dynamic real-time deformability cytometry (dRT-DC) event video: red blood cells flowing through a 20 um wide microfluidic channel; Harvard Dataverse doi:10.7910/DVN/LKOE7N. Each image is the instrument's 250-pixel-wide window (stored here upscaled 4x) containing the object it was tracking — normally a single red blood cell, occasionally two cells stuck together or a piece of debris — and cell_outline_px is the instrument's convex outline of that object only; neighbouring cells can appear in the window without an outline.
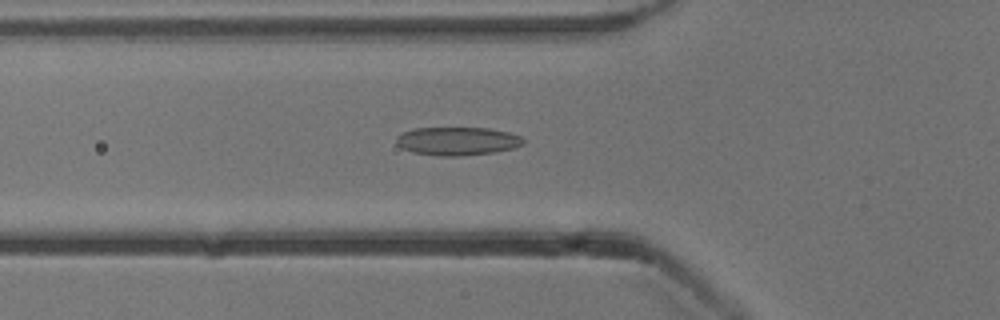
{"species": "common noctule bat (a hibernating species)", "species_latin": "Nyctalus noctula", "temperature_condition": "cold", "stored_images_in_passage": 47, "camera_frame_rate_fps": 3000, "um_per_image_px": 0.085, "animal": {"sex": "male", "body_mass_g": 13.3}, "frame": {"image": 1, "passage_image": 13, "time_ms": 4.0, "image_size_px": [1000, 320], "cell_outline_px": [[524, 144], [512, 148], [492, 152], [460, 156], [440, 156], [412, 152], [396, 144], [396, 136], [412, 128], [488, 128], [508, 132], [520, 136], [524, 140]], "centroid_in_image_um": [38.85, 11.99], "position_along_channel_um": 86.9, "area_um2": 20.81}}
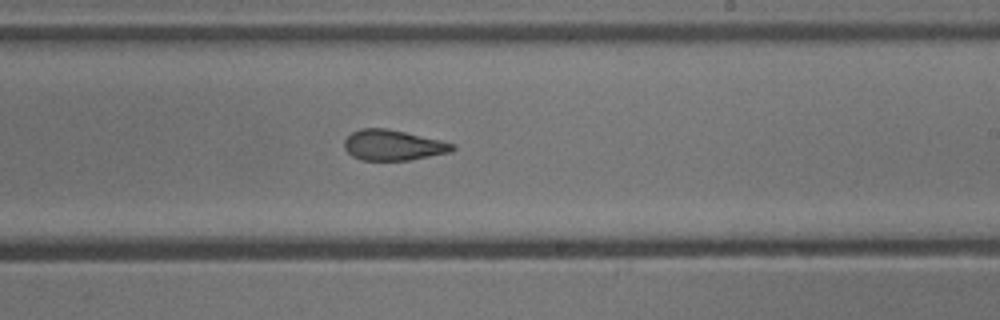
{"frame": {"image": 2, "passage_image": 26, "time_ms": 8.333, "image_size_px": [1000, 320], "cell_outline_px": [[456, 148], [452, 152], [412, 160], [360, 160], [352, 156], [344, 148], [344, 140], [352, 132], [360, 128], [388, 128], [440, 140], [456, 144]], "centroid_in_image_um": [33.43, 12.34], "position_along_channel_um": 255.6, "area_um2": 19.42}}
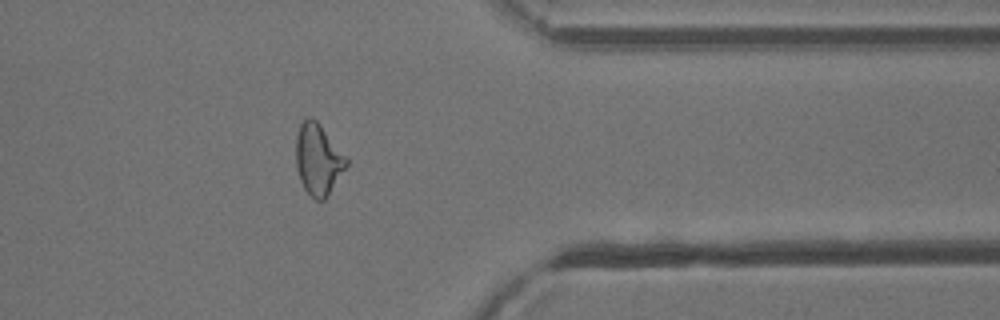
{"frame": {"image": 3, "passage_image": 37, "time_ms": 12.0, "image_size_px": [1000, 320], "cell_outline_px": [[348, 164], [324, 200], [316, 200], [304, 188], [300, 180], [296, 168], [296, 136], [300, 124], [308, 116], [312, 116], [320, 124], [348, 160]], "centroid_in_image_um": [27.01, 13.53], "position_along_channel_um": 384.4, "area_um2": 20.58}, "authors_computed_cell_mechanics": {"area_um2": 20.519, "velocity_mm_per_s": 3.8756, "shape_relaxation_time_tau1_ms": null, "shape_relaxation_time_tau2_ms": 2.4582, "deformation_change_tau1": null, "deformation_change_tau2": 0.1038}}